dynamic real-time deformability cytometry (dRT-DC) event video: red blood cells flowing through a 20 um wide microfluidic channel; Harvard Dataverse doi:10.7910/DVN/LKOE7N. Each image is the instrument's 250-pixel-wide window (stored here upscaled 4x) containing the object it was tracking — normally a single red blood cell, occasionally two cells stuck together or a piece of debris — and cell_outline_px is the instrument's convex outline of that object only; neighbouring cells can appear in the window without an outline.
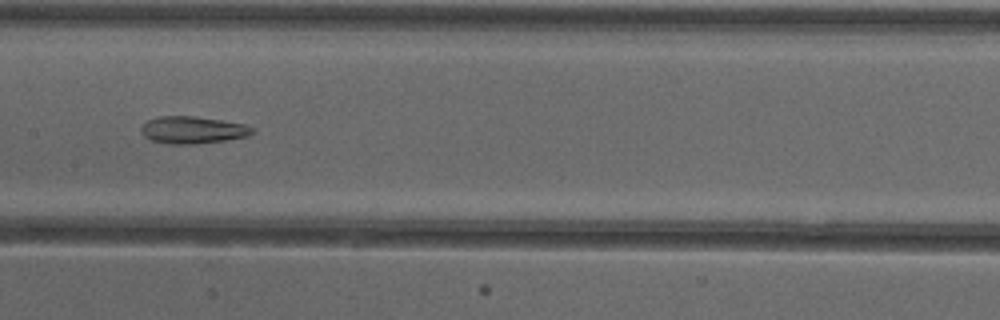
{"species": "common noctule bat (a hibernating species)", "species_latin": "Nyctalus noctula", "temperature_condition": "cold", "stored_images_in_passage": 38, "camera_frame_rate_fps": 3000, "um_per_image_px": 0.085, "animal": {"sex": "female"}, "frame": {"image": 1, "passage_image": 12, "time_ms": 3.667, "image_size_px": [1000, 320], "cell_outline_px": [[256, 132], [248, 136], [224, 140], [192, 144], [168, 144], [152, 140], [144, 136], [140, 132], [140, 128], [148, 120], [160, 116], [192, 116], [248, 124], [256, 128]], "centroid_in_image_um": [16.42, 11.04], "position_along_channel_um": 191.0, "area_um2": 17.69}}
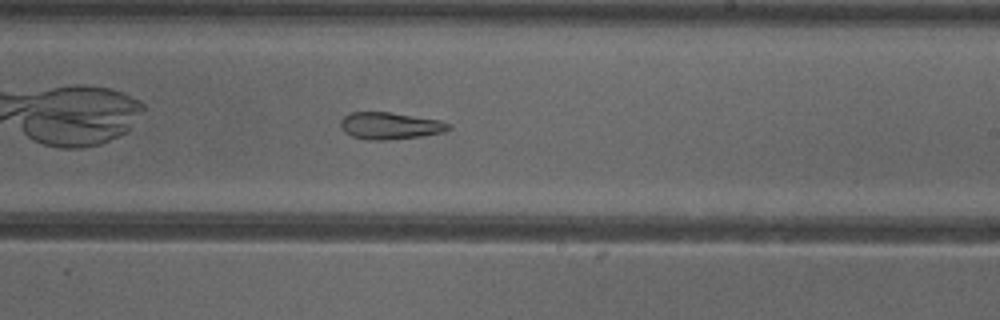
{"frame": {"image": 2, "passage_image": 17, "time_ms": 5.333, "image_size_px": [1000, 320], "cell_outline_px": [[452, 128], [444, 132], [420, 136], [388, 140], [368, 140], [352, 136], [344, 132], [340, 128], [340, 120], [344, 116], [352, 112], [388, 112], [440, 120], [448, 124]], "centroid_in_image_um": [33.11, 10.69], "position_along_channel_um": 255.9, "area_um2": 16.94}, "authors_computed_cell_mechanics": {"area_um2": 19.0451, "velocity_mm_per_s": 3.9179, "shape_relaxation_time_tau1_ms": null, "shape_relaxation_time_tau2_ms": 6.8816, "deformation_change_tau1": null, "deformation_change_tau2": 0.1763}}